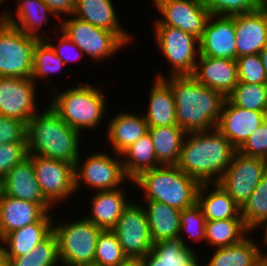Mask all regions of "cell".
I'll list each match as a JSON object with an SVG mask.
<instances>
[{
	"mask_svg": "<svg viewBox=\"0 0 267 266\" xmlns=\"http://www.w3.org/2000/svg\"><path fill=\"white\" fill-rule=\"evenodd\" d=\"M156 78H163L171 87L175 105L176 120L186 133L205 132L217 128L226 97L219 91L202 85L192 75L165 77L156 72Z\"/></svg>",
	"mask_w": 267,
	"mask_h": 266,
	"instance_id": "6da1fadb",
	"label": "cell"
},
{
	"mask_svg": "<svg viewBox=\"0 0 267 266\" xmlns=\"http://www.w3.org/2000/svg\"><path fill=\"white\" fill-rule=\"evenodd\" d=\"M237 149L217 128L187 133L177 166L201 183H217Z\"/></svg>",
	"mask_w": 267,
	"mask_h": 266,
	"instance_id": "7a4b0ae2",
	"label": "cell"
},
{
	"mask_svg": "<svg viewBox=\"0 0 267 266\" xmlns=\"http://www.w3.org/2000/svg\"><path fill=\"white\" fill-rule=\"evenodd\" d=\"M81 134L66 124L50 107L27 122L28 155L67 161L73 165L81 153Z\"/></svg>",
	"mask_w": 267,
	"mask_h": 266,
	"instance_id": "3957f363",
	"label": "cell"
},
{
	"mask_svg": "<svg viewBox=\"0 0 267 266\" xmlns=\"http://www.w3.org/2000/svg\"><path fill=\"white\" fill-rule=\"evenodd\" d=\"M55 88L49 91L52 98L49 106L66 124L80 133L84 131L83 129L96 131L100 127L109 105H107V95L98 89V85L81 82L78 86L69 89L67 87V90L65 88L61 92Z\"/></svg>",
	"mask_w": 267,
	"mask_h": 266,
	"instance_id": "277c9868",
	"label": "cell"
},
{
	"mask_svg": "<svg viewBox=\"0 0 267 266\" xmlns=\"http://www.w3.org/2000/svg\"><path fill=\"white\" fill-rule=\"evenodd\" d=\"M144 192L145 201H156L180 211L197 202L200 183L177 165H160L140 173L131 181Z\"/></svg>",
	"mask_w": 267,
	"mask_h": 266,
	"instance_id": "5b68a950",
	"label": "cell"
},
{
	"mask_svg": "<svg viewBox=\"0 0 267 266\" xmlns=\"http://www.w3.org/2000/svg\"><path fill=\"white\" fill-rule=\"evenodd\" d=\"M55 222L53 232L58 241L61 266H93L97 239L103 229L85 217L73 222Z\"/></svg>",
	"mask_w": 267,
	"mask_h": 266,
	"instance_id": "8992f818",
	"label": "cell"
},
{
	"mask_svg": "<svg viewBox=\"0 0 267 266\" xmlns=\"http://www.w3.org/2000/svg\"><path fill=\"white\" fill-rule=\"evenodd\" d=\"M9 8L0 15V77L31 78L37 38L6 22Z\"/></svg>",
	"mask_w": 267,
	"mask_h": 266,
	"instance_id": "52a82bcc",
	"label": "cell"
},
{
	"mask_svg": "<svg viewBox=\"0 0 267 266\" xmlns=\"http://www.w3.org/2000/svg\"><path fill=\"white\" fill-rule=\"evenodd\" d=\"M82 156L79 155L74 165L76 193L83 183L93 189L92 191H104L121 188L122 183L131 181L125 174L120 154L111 151L109 155V152L96 151L86 156L84 163H81Z\"/></svg>",
	"mask_w": 267,
	"mask_h": 266,
	"instance_id": "ba28073f",
	"label": "cell"
},
{
	"mask_svg": "<svg viewBox=\"0 0 267 266\" xmlns=\"http://www.w3.org/2000/svg\"><path fill=\"white\" fill-rule=\"evenodd\" d=\"M160 53L170 65V76L192 75L199 57V39L179 28L153 23Z\"/></svg>",
	"mask_w": 267,
	"mask_h": 266,
	"instance_id": "9c48e42d",
	"label": "cell"
},
{
	"mask_svg": "<svg viewBox=\"0 0 267 266\" xmlns=\"http://www.w3.org/2000/svg\"><path fill=\"white\" fill-rule=\"evenodd\" d=\"M66 19V20H65ZM63 18L60 30L94 61L112 58L127 44L114 32L96 27L73 15ZM126 45V46H125Z\"/></svg>",
	"mask_w": 267,
	"mask_h": 266,
	"instance_id": "30bf717a",
	"label": "cell"
},
{
	"mask_svg": "<svg viewBox=\"0 0 267 266\" xmlns=\"http://www.w3.org/2000/svg\"><path fill=\"white\" fill-rule=\"evenodd\" d=\"M44 197L54 206L75 197L74 165L59 159L28 155ZM73 195V196H72ZM69 198V199H68ZM66 200V202H65Z\"/></svg>",
	"mask_w": 267,
	"mask_h": 266,
	"instance_id": "8fae6325",
	"label": "cell"
},
{
	"mask_svg": "<svg viewBox=\"0 0 267 266\" xmlns=\"http://www.w3.org/2000/svg\"><path fill=\"white\" fill-rule=\"evenodd\" d=\"M140 203L132 200L111 229L118 237L124 255L133 260L143 258L153 245L146 212Z\"/></svg>",
	"mask_w": 267,
	"mask_h": 266,
	"instance_id": "7c38bea8",
	"label": "cell"
},
{
	"mask_svg": "<svg viewBox=\"0 0 267 266\" xmlns=\"http://www.w3.org/2000/svg\"><path fill=\"white\" fill-rule=\"evenodd\" d=\"M266 172L267 160L237 151L217 183L241 208Z\"/></svg>",
	"mask_w": 267,
	"mask_h": 266,
	"instance_id": "4fadbf2b",
	"label": "cell"
},
{
	"mask_svg": "<svg viewBox=\"0 0 267 266\" xmlns=\"http://www.w3.org/2000/svg\"><path fill=\"white\" fill-rule=\"evenodd\" d=\"M153 5L162 15L153 22L176 27L201 38L210 17L205 0H153Z\"/></svg>",
	"mask_w": 267,
	"mask_h": 266,
	"instance_id": "5bb4252c",
	"label": "cell"
},
{
	"mask_svg": "<svg viewBox=\"0 0 267 266\" xmlns=\"http://www.w3.org/2000/svg\"><path fill=\"white\" fill-rule=\"evenodd\" d=\"M36 88L31 78L0 77V115L27 124L39 112Z\"/></svg>",
	"mask_w": 267,
	"mask_h": 266,
	"instance_id": "9a60e30c",
	"label": "cell"
},
{
	"mask_svg": "<svg viewBox=\"0 0 267 266\" xmlns=\"http://www.w3.org/2000/svg\"><path fill=\"white\" fill-rule=\"evenodd\" d=\"M199 55L236 60L234 16L210 15L199 39Z\"/></svg>",
	"mask_w": 267,
	"mask_h": 266,
	"instance_id": "2e32d148",
	"label": "cell"
},
{
	"mask_svg": "<svg viewBox=\"0 0 267 266\" xmlns=\"http://www.w3.org/2000/svg\"><path fill=\"white\" fill-rule=\"evenodd\" d=\"M265 112L234 106L227 98L223 103L217 129L238 150L249 136L265 121Z\"/></svg>",
	"mask_w": 267,
	"mask_h": 266,
	"instance_id": "e0dca14e",
	"label": "cell"
},
{
	"mask_svg": "<svg viewBox=\"0 0 267 266\" xmlns=\"http://www.w3.org/2000/svg\"><path fill=\"white\" fill-rule=\"evenodd\" d=\"M236 58L258 54L267 45V6L234 15Z\"/></svg>",
	"mask_w": 267,
	"mask_h": 266,
	"instance_id": "ac0fdd59",
	"label": "cell"
},
{
	"mask_svg": "<svg viewBox=\"0 0 267 266\" xmlns=\"http://www.w3.org/2000/svg\"><path fill=\"white\" fill-rule=\"evenodd\" d=\"M3 188L7 196L38 203L46 212H51V209L53 211L54 206L41 192L29 157L10 169L3 178Z\"/></svg>",
	"mask_w": 267,
	"mask_h": 266,
	"instance_id": "d6986e66",
	"label": "cell"
},
{
	"mask_svg": "<svg viewBox=\"0 0 267 266\" xmlns=\"http://www.w3.org/2000/svg\"><path fill=\"white\" fill-rule=\"evenodd\" d=\"M192 76L227 97L238 84L237 61L199 55Z\"/></svg>",
	"mask_w": 267,
	"mask_h": 266,
	"instance_id": "ffe728a7",
	"label": "cell"
},
{
	"mask_svg": "<svg viewBox=\"0 0 267 266\" xmlns=\"http://www.w3.org/2000/svg\"><path fill=\"white\" fill-rule=\"evenodd\" d=\"M112 0H76L73 16L116 33L127 45L134 39L121 25Z\"/></svg>",
	"mask_w": 267,
	"mask_h": 266,
	"instance_id": "44dd1931",
	"label": "cell"
},
{
	"mask_svg": "<svg viewBox=\"0 0 267 266\" xmlns=\"http://www.w3.org/2000/svg\"><path fill=\"white\" fill-rule=\"evenodd\" d=\"M107 127V146H111L112 152L121 154L130 145L148 133V123L143 114L133 112H120L112 116Z\"/></svg>",
	"mask_w": 267,
	"mask_h": 266,
	"instance_id": "7402d4cb",
	"label": "cell"
},
{
	"mask_svg": "<svg viewBox=\"0 0 267 266\" xmlns=\"http://www.w3.org/2000/svg\"><path fill=\"white\" fill-rule=\"evenodd\" d=\"M123 190V188H117L96 191L90 198L91 212L85 215V218L103 230H111L131 202L126 198V191Z\"/></svg>",
	"mask_w": 267,
	"mask_h": 266,
	"instance_id": "603a6c76",
	"label": "cell"
},
{
	"mask_svg": "<svg viewBox=\"0 0 267 266\" xmlns=\"http://www.w3.org/2000/svg\"><path fill=\"white\" fill-rule=\"evenodd\" d=\"M53 216L46 212L37 222L5 235L0 243L7 257H19L30 252L53 231Z\"/></svg>",
	"mask_w": 267,
	"mask_h": 266,
	"instance_id": "cb8c5ba5",
	"label": "cell"
},
{
	"mask_svg": "<svg viewBox=\"0 0 267 266\" xmlns=\"http://www.w3.org/2000/svg\"><path fill=\"white\" fill-rule=\"evenodd\" d=\"M144 118L149 128L178 125L173 91L163 78H153Z\"/></svg>",
	"mask_w": 267,
	"mask_h": 266,
	"instance_id": "d4e9b609",
	"label": "cell"
},
{
	"mask_svg": "<svg viewBox=\"0 0 267 266\" xmlns=\"http://www.w3.org/2000/svg\"><path fill=\"white\" fill-rule=\"evenodd\" d=\"M197 204L206 221L243 219L240 206L218 183H201L197 192Z\"/></svg>",
	"mask_w": 267,
	"mask_h": 266,
	"instance_id": "484cf974",
	"label": "cell"
},
{
	"mask_svg": "<svg viewBox=\"0 0 267 266\" xmlns=\"http://www.w3.org/2000/svg\"><path fill=\"white\" fill-rule=\"evenodd\" d=\"M45 213L38 203L3 194L0 200V240L14 230L37 222Z\"/></svg>",
	"mask_w": 267,
	"mask_h": 266,
	"instance_id": "4316f807",
	"label": "cell"
},
{
	"mask_svg": "<svg viewBox=\"0 0 267 266\" xmlns=\"http://www.w3.org/2000/svg\"><path fill=\"white\" fill-rule=\"evenodd\" d=\"M15 16L9 11L6 22L17 27L28 36L45 39L41 29L51 16L56 19L53 12L42 0H16ZM50 17V18H48Z\"/></svg>",
	"mask_w": 267,
	"mask_h": 266,
	"instance_id": "83f0119b",
	"label": "cell"
},
{
	"mask_svg": "<svg viewBox=\"0 0 267 266\" xmlns=\"http://www.w3.org/2000/svg\"><path fill=\"white\" fill-rule=\"evenodd\" d=\"M213 250L204 266H257L263 259L267 261V253L262 252L260 243L251 235L237 244Z\"/></svg>",
	"mask_w": 267,
	"mask_h": 266,
	"instance_id": "f1b7e54d",
	"label": "cell"
},
{
	"mask_svg": "<svg viewBox=\"0 0 267 266\" xmlns=\"http://www.w3.org/2000/svg\"><path fill=\"white\" fill-rule=\"evenodd\" d=\"M196 257L194 248L185 246L178 236L153 243L150 252L140 261L142 266H184Z\"/></svg>",
	"mask_w": 267,
	"mask_h": 266,
	"instance_id": "f546056e",
	"label": "cell"
},
{
	"mask_svg": "<svg viewBox=\"0 0 267 266\" xmlns=\"http://www.w3.org/2000/svg\"><path fill=\"white\" fill-rule=\"evenodd\" d=\"M143 203L153 243L179 236L180 210L156 201Z\"/></svg>",
	"mask_w": 267,
	"mask_h": 266,
	"instance_id": "4dcf8cb0",
	"label": "cell"
},
{
	"mask_svg": "<svg viewBox=\"0 0 267 266\" xmlns=\"http://www.w3.org/2000/svg\"><path fill=\"white\" fill-rule=\"evenodd\" d=\"M157 161L161 165H177L186 132L182 127L165 126L148 128Z\"/></svg>",
	"mask_w": 267,
	"mask_h": 266,
	"instance_id": "1f68e13d",
	"label": "cell"
},
{
	"mask_svg": "<svg viewBox=\"0 0 267 266\" xmlns=\"http://www.w3.org/2000/svg\"><path fill=\"white\" fill-rule=\"evenodd\" d=\"M123 168L132 181L140 173L160 166L149 133H146L121 154ZM125 157V158H124Z\"/></svg>",
	"mask_w": 267,
	"mask_h": 266,
	"instance_id": "d6a6232c",
	"label": "cell"
},
{
	"mask_svg": "<svg viewBox=\"0 0 267 266\" xmlns=\"http://www.w3.org/2000/svg\"><path fill=\"white\" fill-rule=\"evenodd\" d=\"M250 234L243 219L206 221L205 242L212 249L237 244Z\"/></svg>",
	"mask_w": 267,
	"mask_h": 266,
	"instance_id": "836d02e7",
	"label": "cell"
},
{
	"mask_svg": "<svg viewBox=\"0 0 267 266\" xmlns=\"http://www.w3.org/2000/svg\"><path fill=\"white\" fill-rule=\"evenodd\" d=\"M8 266H61L58 241L52 231L30 252L19 257H7Z\"/></svg>",
	"mask_w": 267,
	"mask_h": 266,
	"instance_id": "e575fe53",
	"label": "cell"
},
{
	"mask_svg": "<svg viewBox=\"0 0 267 266\" xmlns=\"http://www.w3.org/2000/svg\"><path fill=\"white\" fill-rule=\"evenodd\" d=\"M241 217L251 232L267 223V172L241 207Z\"/></svg>",
	"mask_w": 267,
	"mask_h": 266,
	"instance_id": "d590c367",
	"label": "cell"
},
{
	"mask_svg": "<svg viewBox=\"0 0 267 266\" xmlns=\"http://www.w3.org/2000/svg\"><path fill=\"white\" fill-rule=\"evenodd\" d=\"M65 63L55 54L54 49L45 39L37 40L33 52V67L31 79L50 81L51 74L62 71ZM50 76V77H49ZM38 79V80H37ZM49 79V80H48Z\"/></svg>",
	"mask_w": 267,
	"mask_h": 266,
	"instance_id": "8d00e7d4",
	"label": "cell"
},
{
	"mask_svg": "<svg viewBox=\"0 0 267 266\" xmlns=\"http://www.w3.org/2000/svg\"><path fill=\"white\" fill-rule=\"evenodd\" d=\"M234 106L265 112L267 109V84L239 82L226 97Z\"/></svg>",
	"mask_w": 267,
	"mask_h": 266,
	"instance_id": "74e56055",
	"label": "cell"
},
{
	"mask_svg": "<svg viewBox=\"0 0 267 266\" xmlns=\"http://www.w3.org/2000/svg\"><path fill=\"white\" fill-rule=\"evenodd\" d=\"M127 260L115 233L102 230L97 239L93 266H122Z\"/></svg>",
	"mask_w": 267,
	"mask_h": 266,
	"instance_id": "f35d334b",
	"label": "cell"
},
{
	"mask_svg": "<svg viewBox=\"0 0 267 266\" xmlns=\"http://www.w3.org/2000/svg\"><path fill=\"white\" fill-rule=\"evenodd\" d=\"M180 221L179 237L183 240L185 246L192 247V245L189 246L190 243H186L187 237L192 238L191 241L194 243L205 242L206 220L197 202L181 211Z\"/></svg>",
	"mask_w": 267,
	"mask_h": 266,
	"instance_id": "ab89813d",
	"label": "cell"
},
{
	"mask_svg": "<svg viewBox=\"0 0 267 266\" xmlns=\"http://www.w3.org/2000/svg\"><path fill=\"white\" fill-rule=\"evenodd\" d=\"M210 15L234 16L264 7L261 0H205Z\"/></svg>",
	"mask_w": 267,
	"mask_h": 266,
	"instance_id": "60d3db41",
	"label": "cell"
},
{
	"mask_svg": "<svg viewBox=\"0 0 267 266\" xmlns=\"http://www.w3.org/2000/svg\"><path fill=\"white\" fill-rule=\"evenodd\" d=\"M238 81L249 84H267L266 72L259 54L236 58Z\"/></svg>",
	"mask_w": 267,
	"mask_h": 266,
	"instance_id": "b9f144b4",
	"label": "cell"
},
{
	"mask_svg": "<svg viewBox=\"0 0 267 266\" xmlns=\"http://www.w3.org/2000/svg\"><path fill=\"white\" fill-rule=\"evenodd\" d=\"M27 157V142L0 144V178L3 179L12 167Z\"/></svg>",
	"mask_w": 267,
	"mask_h": 266,
	"instance_id": "7bdbcfd3",
	"label": "cell"
},
{
	"mask_svg": "<svg viewBox=\"0 0 267 266\" xmlns=\"http://www.w3.org/2000/svg\"><path fill=\"white\" fill-rule=\"evenodd\" d=\"M237 151L246 156L267 160V119L249 136Z\"/></svg>",
	"mask_w": 267,
	"mask_h": 266,
	"instance_id": "ee69618b",
	"label": "cell"
},
{
	"mask_svg": "<svg viewBox=\"0 0 267 266\" xmlns=\"http://www.w3.org/2000/svg\"><path fill=\"white\" fill-rule=\"evenodd\" d=\"M59 27L58 30L56 31V29L53 32L56 33H61L59 34L60 36H58V39H55V41H57L58 43L55 45L53 44L51 41L52 39H50L51 37L48 38L49 40H47L45 38V40L48 43H51V47L54 49L56 56H58L64 63L69 64V62L72 61H80V59L82 58V56L84 55V53L80 50V48L73 42L71 41L66 34H64L61 30H60V25L56 26ZM72 52V53H71Z\"/></svg>",
	"mask_w": 267,
	"mask_h": 266,
	"instance_id": "f6af8a7d",
	"label": "cell"
},
{
	"mask_svg": "<svg viewBox=\"0 0 267 266\" xmlns=\"http://www.w3.org/2000/svg\"><path fill=\"white\" fill-rule=\"evenodd\" d=\"M26 132L24 121L0 115V144L26 142Z\"/></svg>",
	"mask_w": 267,
	"mask_h": 266,
	"instance_id": "bcb514c9",
	"label": "cell"
},
{
	"mask_svg": "<svg viewBox=\"0 0 267 266\" xmlns=\"http://www.w3.org/2000/svg\"><path fill=\"white\" fill-rule=\"evenodd\" d=\"M49 9L53 12L55 17L58 19L59 22L62 21V16L70 17L73 15L76 0H42Z\"/></svg>",
	"mask_w": 267,
	"mask_h": 266,
	"instance_id": "7dc6e473",
	"label": "cell"
},
{
	"mask_svg": "<svg viewBox=\"0 0 267 266\" xmlns=\"http://www.w3.org/2000/svg\"><path fill=\"white\" fill-rule=\"evenodd\" d=\"M258 54L261 58L262 65L264 66L267 77V45Z\"/></svg>",
	"mask_w": 267,
	"mask_h": 266,
	"instance_id": "c3c4849f",
	"label": "cell"
},
{
	"mask_svg": "<svg viewBox=\"0 0 267 266\" xmlns=\"http://www.w3.org/2000/svg\"><path fill=\"white\" fill-rule=\"evenodd\" d=\"M0 266H8V259L5 255L3 245L0 243Z\"/></svg>",
	"mask_w": 267,
	"mask_h": 266,
	"instance_id": "681fc988",
	"label": "cell"
},
{
	"mask_svg": "<svg viewBox=\"0 0 267 266\" xmlns=\"http://www.w3.org/2000/svg\"><path fill=\"white\" fill-rule=\"evenodd\" d=\"M122 266H142L140 260L128 259Z\"/></svg>",
	"mask_w": 267,
	"mask_h": 266,
	"instance_id": "f907efd6",
	"label": "cell"
},
{
	"mask_svg": "<svg viewBox=\"0 0 267 266\" xmlns=\"http://www.w3.org/2000/svg\"><path fill=\"white\" fill-rule=\"evenodd\" d=\"M263 229H264V235H263V239H262V244H264L263 246H267V223L266 224H264L263 226Z\"/></svg>",
	"mask_w": 267,
	"mask_h": 266,
	"instance_id": "816d5d0a",
	"label": "cell"
},
{
	"mask_svg": "<svg viewBox=\"0 0 267 266\" xmlns=\"http://www.w3.org/2000/svg\"><path fill=\"white\" fill-rule=\"evenodd\" d=\"M202 264L203 263L200 262V259L197 256L190 264H187V265H184V266H203Z\"/></svg>",
	"mask_w": 267,
	"mask_h": 266,
	"instance_id": "f5cc1de1",
	"label": "cell"
},
{
	"mask_svg": "<svg viewBox=\"0 0 267 266\" xmlns=\"http://www.w3.org/2000/svg\"><path fill=\"white\" fill-rule=\"evenodd\" d=\"M3 194H4L3 179L0 178V200L2 199Z\"/></svg>",
	"mask_w": 267,
	"mask_h": 266,
	"instance_id": "db71d44e",
	"label": "cell"
},
{
	"mask_svg": "<svg viewBox=\"0 0 267 266\" xmlns=\"http://www.w3.org/2000/svg\"><path fill=\"white\" fill-rule=\"evenodd\" d=\"M257 266H267V261L263 259Z\"/></svg>",
	"mask_w": 267,
	"mask_h": 266,
	"instance_id": "11a10c76",
	"label": "cell"
},
{
	"mask_svg": "<svg viewBox=\"0 0 267 266\" xmlns=\"http://www.w3.org/2000/svg\"><path fill=\"white\" fill-rule=\"evenodd\" d=\"M264 6H267V0H261Z\"/></svg>",
	"mask_w": 267,
	"mask_h": 266,
	"instance_id": "9f6ffc18",
	"label": "cell"
},
{
	"mask_svg": "<svg viewBox=\"0 0 267 266\" xmlns=\"http://www.w3.org/2000/svg\"><path fill=\"white\" fill-rule=\"evenodd\" d=\"M6 1H7V0H0V6H1L2 4H4ZM8 1H10V0H8Z\"/></svg>",
	"mask_w": 267,
	"mask_h": 266,
	"instance_id": "6f0895ef",
	"label": "cell"
}]
</instances>
